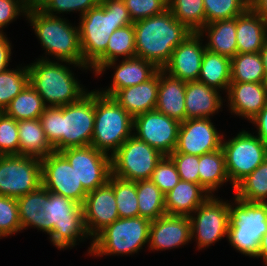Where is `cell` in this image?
Segmentation results:
<instances>
[{"label":"cell","mask_w":267,"mask_h":266,"mask_svg":"<svg viewBox=\"0 0 267 266\" xmlns=\"http://www.w3.org/2000/svg\"><path fill=\"white\" fill-rule=\"evenodd\" d=\"M39 119L54 151L91 145L95 91H87L78 101L65 106L46 107Z\"/></svg>","instance_id":"6da1fadb"},{"label":"cell","mask_w":267,"mask_h":266,"mask_svg":"<svg viewBox=\"0 0 267 266\" xmlns=\"http://www.w3.org/2000/svg\"><path fill=\"white\" fill-rule=\"evenodd\" d=\"M136 57L153 63L158 69L169 61L173 50L190 35L169 9L133 23Z\"/></svg>","instance_id":"7a4b0ae2"},{"label":"cell","mask_w":267,"mask_h":266,"mask_svg":"<svg viewBox=\"0 0 267 266\" xmlns=\"http://www.w3.org/2000/svg\"><path fill=\"white\" fill-rule=\"evenodd\" d=\"M123 0H101L80 17L79 37L83 65L90 67L105 51L111 34L133 24Z\"/></svg>","instance_id":"3957f363"},{"label":"cell","mask_w":267,"mask_h":266,"mask_svg":"<svg viewBox=\"0 0 267 266\" xmlns=\"http://www.w3.org/2000/svg\"><path fill=\"white\" fill-rule=\"evenodd\" d=\"M61 17L46 14L32 3L28 8L26 20L34 29L43 50L45 49V55H51L66 65L68 63L69 66L90 70L83 65L78 25L73 26Z\"/></svg>","instance_id":"277c9868"},{"label":"cell","mask_w":267,"mask_h":266,"mask_svg":"<svg viewBox=\"0 0 267 266\" xmlns=\"http://www.w3.org/2000/svg\"><path fill=\"white\" fill-rule=\"evenodd\" d=\"M70 67L47 56L28 65L29 84L47 107L65 106L78 101L88 90L75 79Z\"/></svg>","instance_id":"5b68a950"},{"label":"cell","mask_w":267,"mask_h":266,"mask_svg":"<svg viewBox=\"0 0 267 266\" xmlns=\"http://www.w3.org/2000/svg\"><path fill=\"white\" fill-rule=\"evenodd\" d=\"M43 207L45 233L58 250L69 247L72 249L77 241L91 238L85 226L82 205L79 203L48 191V200Z\"/></svg>","instance_id":"8992f818"},{"label":"cell","mask_w":267,"mask_h":266,"mask_svg":"<svg viewBox=\"0 0 267 266\" xmlns=\"http://www.w3.org/2000/svg\"><path fill=\"white\" fill-rule=\"evenodd\" d=\"M132 131L133 117L113 97L95 90V120L91 145L112 156L133 134Z\"/></svg>","instance_id":"52a82bcc"},{"label":"cell","mask_w":267,"mask_h":266,"mask_svg":"<svg viewBox=\"0 0 267 266\" xmlns=\"http://www.w3.org/2000/svg\"><path fill=\"white\" fill-rule=\"evenodd\" d=\"M233 200L229 203L228 242L238 252L255 258L267 231V203H250L235 196Z\"/></svg>","instance_id":"ba28073f"},{"label":"cell","mask_w":267,"mask_h":266,"mask_svg":"<svg viewBox=\"0 0 267 266\" xmlns=\"http://www.w3.org/2000/svg\"><path fill=\"white\" fill-rule=\"evenodd\" d=\"M151 220L145 217L119 218L106 226L90 242L88 254L132 255L149 242Z\"/></svg>","instance_id":"9c48e42d"},{"label":"cell","mask_w":267,"mask_h":266,"mask_svg":"<svg viewBox=\"0 0 267 266\" xmlns=\"http://www.w3.org/2000/svg\"><path fill=\"white\" fill-rule=\"evenodd\" d=\"M222 149L233 189L267 158V144L246 130L222 142Z\"/></svg>","instance_id":"30bf717a"},{"label":"cell","mask_w":267,"mask_h":266,"mask_svg":"<svg viewBox=\"0 0 267 266\" xmlns=\"http://www.w3.org/2000/svg\"><path fill=\"white\" fill-rule=\"evenodd\" d=\"M163 156L132 134L111 156V174L128 181L150 179Z\"/></svg>","instance_id":"8fae6325"},{"label":"cell","mask_w":267,"mask_h":266,"mask_svg":"<svg viewBox=\"0 0 267 266\" xmlns=\"http://www.w3.org/2000/svg\"><path fill=\"white\" fill-rule=\"evenodd\" d=\"M40 186L41 159L24 155L0 156V195L18 199Z\"/></svg>","instance_id":"7c38bea8"},{"label":"cell","mask_w":267,"mask_h":266,"mask_svg":"<svg viewBox=\"0 0 267 266\" xmlns=\"http://www.w3.org/2000/svg\"><path fill=\"white\" fill-rule=\"evenodd\" d=\"M189 220L191 239L196 238L197 250L205 249L222 238H227L230 223L229 202L210 195L189 216Z\"/></svg>","instance_id":"4fadbf2b"},{"label":"cell","mask_w":267,"mask_h":266,"mask_svg":"<svg viewBox=\"0 0 267 266\" xmlns=\"http://www.w3.org/2000/svg\"><path fill=\"white\" fill-rule=\"evenodd\" d=\"M75 169L78 181L87 191L105 185L111 175V156L92 145L70 147L60 151Z\"/></svg>","instance_id":"5bb4252c"},{"label":"cell","mask_w":267,"mask_h":266,"mask_svg":"<svg viewBox=\"0 0 267 266\" xmlns=\"http://www.w3.org/2000/svg\"><path fill=\"white\" fill-rule=\"evenodd\" d=\"M180 122L156 110L133 118V135L169 156L176 147Z\"/></svg>","instance_id":"9a60e30c"},{"label":"cell","mask_w":267,"mask_h":266,"mask_svg":"<svg viewBox=\"0 0 267 266\" xmlns=\"http://www.w3.org/2000/svg\"><path fill=\"white\" fill-rule=\"evenodd\" d=\"M42 186L49 192L62 195L83 205L87 191L83 188L75 169L60 152H52L41 159Z\"/></svg>","instance_id":"2e32d148"},{"label":"cell","mask_w":267,"mask_h":266,"mask_svg":"<svg viewBox=\"0 0 267 266\" xmlns=\"http://www.w3.org/2000/svg\"><path fill=\"white\" fill-rule=\"evenodd\" d=\"M211 121L210 118H198L180 122L177 144L172 153L201 156L221 149L226 139Z\"/></svg>","instance_id":"e0dca14e"},{"label":"cell","mask_w":267,"mask_h":266,"mask_svg":"<svg viewBox=\"0 0 267 266\" xmlns=\"http://www.w3.org/2000/svg\"><path fill=\"white\" fill-rule=\"evenodd\" d=\"M82 208L85 226L92 239L119 219L112 174L105 185L87 193Z\"/></svg>","instance_id":"ac0fdd59"},{"label":"cell","mask_w":267,"mask_h":266,"mask_svg":"<svg viewBox=\"0 0 267 266\" xmlns=\"http://www.w3.org/2000/svg\"><path fill=\"white\" fill-rule=\"evenodd\" d=\"M202 41L203 37L198 32H191L173 50L169 61L162 68V71L173 78L185 82L198 81L203 54L206 50Z\"/></svg>","instance_id":"d6986e66"},{"label":"cell","mask_w":267,"mask_h":266,"mask_svg":"<svg viewBox=\"0 0 267 266\" xmlns=\"http://www.w3.org/2000/svg\"><path fill=\"white\" fill-rule=\"evenodd\" d=\"M192 241L190 220L187 216L165 214L150 224V250L163 251L178 248Z\"/></svg>","instance_id":"ffe728a7"},{"label":"cell","mask_w":267,"mask_h":266,"mask_svg":"<svg viewBox=\"0 0 267 266\" xmlns=\"http://www.w3.org/2000/svg\"><path fill=\"white\" fill-rule=\"evenodd\" d=\"M108 68L116 70L112 77L113 81L107 89L98 91L103 95L111 97L118 90L148 81L160 70L151 62L145 61L142 58L133 57L123 59L119 64H117L116 61L107 62L95 73V75L99 76L103 74Z\"/></svg>","instance_id":"44dd1931"},{"label":"cell","mask_w":267,"mask_h":266,"mask_svg":"<svg viewBox=\"0 0 267 266\" xmlns=\"http://www.w3.org/2000/svg\"><path fill=\"white\" fill-rule=\"evenodd\" d=\"M226 97L231 113L251 121L267 105V83L231 82Z\"/></svg>","instance_id":"7402d4cb"},{"label":"cell","mask_w":267,"mask_h":266,"mask_svg":"<svg viewBox=\"0 0 267 266\" xmlns=\"http://www.w3.org/2000/svg\"><path fill=\"white\" fill-rule=\"evenodd\" d=\"M158 86L159 71L148 81L118 90L112 97L134 118L155 110Z\"/></svg>","instance_id":"603a6c76"},{"label":"cell","mask_w":267,"mask_h":266,"mask_svg":"<svg viewBox=\"0 0 267 266\" xmlns=\"http://www.w3.org/2000/svg\"><path fill=\"white\" fill-rule=\"evenodd\" d=\"M267 40V21L250 6L236 17L238 53L260 52Z\"/></svg>","instance_id":"cb8c5ba5"},{"label":"cell","mask_w":267,"mask_h":266,"mask_svg":"<svg viewBox=\"0 0 267 266\" xmlns=\"http://www.w3.org/2000/svg\"><path fill=\"white\" fill-rule=\"evenodd\" d=\"M218 90L199 81L186 82V119L210 118L222 109L223 98Z\"/></svg>","instance_id":"d4e9b609"},{"label":"cell","mask_w":267,"mask_h":266,"mask_svg":"<svg viewBox=\"0 0 267 266\" xmlns=\"http://www.w3.org/2000/svg\"><path fill=\"white\" fill-rule=\"evenodd\" d=\"M186 82L159 70V86L155 110L179 122L186 120Z\"/></svg>","instance_id":"484cf974"},{"label":"cell","mask_w":267,"mask_h":266,"mask_svg":"<svg viewBox=\"0 0 267 266\" xmlns=\"http://www.w3.org/2000/svg\"><path fill=\"white\" fill-rule=\"evenodd\" d=\"M209 196L200 184L180 180L165 194L166 214L189 217Z\"/></svg>","instance_id":"4316f807"},{"label":"cell","mask_w":267,"mask_h":266,"mask_svg":"<svg viewBox=\"0 0 267 266\" xmlns=\"http://www.w3.org/2000/svg\"><path fill=\"white\" fill-rule=\"evenodd\" d=\"M198 34H200L201 37H207L208 42H206L205 48L209 52L220 54L230 59L238 53L236 17L206 24L199 30Z\"/></svg>","instance_id":"83f0119b"},{"label":"cell","mask_w":267,"mask_h":266,"mask_svg":"<svg viewBox=\"0 0 267 266\" xmlns=\"http://www.w3.org/2000/svg\"><path fill=\"white\" fill-rule=\"evenodd\" d=\"M19 135V155L43 159L54 148L48 142L42 129L40 119H27L17 121Z\"/></svg>","instance_id":"f1b7e54d"},{"label":"cell","mask_w":267,"mask_h":266,"mask_svg":"<svg viewBox=\"0 0 267 266\" xmlns=\"http://www.w3.org/2000/svg\"><path fill=\"white\" fill-rule=\"evenodd\" d=\"M123 56V57H122ZM136 57L135 29L133 24L115 30L107 44L106 51L89 67L95 74L107 62Z\"/></svg>","instance_id":"f546056e"},{"label":"cell","mask_w":267,"mask_h":266,"mask_svg":"<svg viewBox=\"0 0 267 266\" xmlns=\"http://www.w3.org/2000/svg\"><path fill=\"white\" fill-rule=\"evenodd\" d=\"M198 81L227 92L231 83V59L205 50Z\"/></svg>","instance_id":"4dcf8cb0"},{"label":"cell","mask_w":267,"mask_h":266,"mask_svg":"<svg viewBox=\"0 0 267 266\" xmlns=\"http://www.w3.org/2000/svg\"><path fill=\"white\" fill-rule=\"evenodd\" d=\"M199 184L210 194L230 181L226 171L223 149L199 156Z\"/></svg>","instance_id":"1f68e13d"},{"label":"cell","mask_w":267,"mask_h":266,"mask_svg":"<svg viewBox=\"0 0 267 266\" xmlns=\"http://www.w3.org/2000/svg\"><path fill=\"white\" fill-rule=\"evenodd\" d=\"M22 230L34 227L45 232V211L43 205L48 200V190L43 186L16 199Z\"/></svg>","instance_id":"d6a6232c"},{"label":"cell","mask_w":267,"mask_h":266,"mask_svg":"<svg viewBox=\"0 0 267 266\" xmlns=\"http://www.w3.org/2000/svg\"><path fill=\"white\" fill-rule=\"evenodd\" d=\"M46 107L42 97L28 83L3 112L16 121L39 119Z\"/></svg>","instance_id":"836d02e7"},{"label":"cell","mask_w":267,"mask_h":266,"mask_svg":"<svg viewBox=\"0 0 267 266\" xmlns=\"http://www.w3.org/2000/svg\"><path fill=\"white\" fill-rule=\"evenodd\" d=\"M139 216L156 220L166 214L165 194L150 180L136 181Z\"/></svg>","instance_id":"e575fe53"},{"label":"cell","mask_w":267,"mask_h":266,"mask_svg":"<svg viewBox=\"0 0 267 266\" xmlns=\"http://www.w3.org/2000/svg\"><path fill=\"white\" fill-rule=\"evenodd\" d=\"M231 82L266 83L265 69L259 52L237 53L231 58Z\"/></svg>","instance_id":"d590c367"},{"label":"cell","mask_w":267,"mask_h":266,"mask_svg":"<svg viewBox=\"0 0 267 266\" xmlns=\"http://www.w3.org/2000/svg\"><path fill=\"white\" fill-rule=\"evenodd\" d=\"M235 197L250 203H267V158L235 187Z\"/></svg>","instance_id":"8d00e7d4"},{"label":"cell","mask_w":267,"mask_h":266,"mask_svg":"<svg viewBox=\"0 0 267 266\" xmlns=\"http://www.w3.org/2000/svg\"><path fill=\"white\" fill-rule=\"evenodd\" d=\"M168 9L191 32L205 26L203 0H168Z\"/></svg>","instance_id":"74e56055"},{"label":"cell","mask_w":267,"mask_h":266,"mask_svg":"<svg viewBox=\"0 0 267 266\" xmlns=\"http://www.w3.org/2000/svg\"><path fill=\"white\" fill-rule=\"evenodd\" d=\"M29 83L28 65L17 69H7L0 73V112H3L9 103Z\"/></svg>","instance_id":"f35d334b"},{"label":"cell","mask_w":267,"mask_h":266,"mask_svg":"<svg viewBox=\"0 0 267 266\" xmlns=\"http://www.w3.org/2000/svg\"><path fill=\"white\" fill-rule=\"evenodd\" d=\"M113 190L119 218L139 217L136 181H128L113 175Z\"/></svg>","instance_id":"ab89813d"},{"label":"cell","mask_w":267,"mask_h":266,"mask_svg":"<svg viewBox=\"0 0 267 266\" xmlns=\"http://www.w3.org/2000/svg\"><path fill=\"white\" fill-rule=\"evenodd\" d=\"M203 3L205 25L218 20L233 19L250 6L247 0H203Z\"/></svg>","instance_id":"60d3db41"},{"label":"cell","mask_w":267,"mask_h":266,"mask_svg":"<svg viewBox=\"0 0 267 266\" xmlns=\"http://www.w3.org/2000/svg\"><path fill=\"white\" fill-rule=\"evenodd\" d=\"M101 0H32V3L42 12L55 14L78 11L81 17L90 9L97 7ZM56 12V13H55Z\"/></svg>","instance_id":"b9f144b4"},{"label":"cell","mask_w":267,"mask_h":266,"mask_svg":"<svg viewBox=\"0 0 267 266\" xmlns=\"http://www.w3.org/2000/svg\"><path fill=\"white\" fill-rule=\"evenodd\" d=\"M21 230L17 200L0 195V238L8 237Z\"/></svg>","instance_id":"7bdbcfd3"},{"label":"cell","mask_w":267,"mask_h":266,"mask_svg":"<svg viewBox=\"0 0 267 266\" xmlns=\"http://www.w3.org/2000/svg\"><path fill=\"white\" fill-rule=\"evenodd\" d=\"M150 180L164 193L172 190L180 181L175 163L169 156H163L157 163Z\"/></svg>","instance_id":"ee69618b"},{"label":"cell","mask_w":267,"mask_h":266,"mask_svg":"<svg viewBox=\"0 0 267 266\" xmlns=\"http://www.w3.org/2000/svg\"><path fill=\"white\" fill-rule=\"evenodd\" d=\"M19 155L17 121L0 112V156Z\"/></svg>","instance_id":"f6af8a7d"},{"label":"cell","mask_w":267,"mask_h":266,"mask_svg":"<svg viewBox=\"0 0 267 266\" xmlns=\"http://www.w3.org/2000/svg\"><path fill=\"white\" fill-rule=\"evenodd\" d=\"M133 22L163 13L168 0H123Z\"/></svg>","instance_id":"bcb514c9"},{"label":"cell","mask_w":267,"mask_h":266,"mask_svg":"<svg viewBox=\"0 0 267 266\" xmlns=\"http://www.w3.org/2000/svg\"><path fill=\"white\" fill-rule=\"evenodd\" d=\"M169 157L176 165L180 180L199 184V156L171 153Z\"/></svg>","instance_id":"7dc6e473"},{"label":"cell","mask_w":267,"mask_h":266,"mask_svg":"<svg viewBox=\"0 0 267 266\" xmlns=\"http://www.w3.org/2000/svg\"><path fill=\"white\" fill-rule=\"evenodd\" d=\"M32 0H0V33L18 16L27 15Z\"/></svg>","instance_id":"c3c4849f"},{"label":"cell","mask_w":267,"mask_h":266,"mask_svg":"<svg viewBox=\"0 0 267 266\" xmlns=\"http://www.w3.org/2000/svg\"><path fill=\"white\" fill-rule=\"evenodd\" d=\"M6 34L0 33V73L5 72L8 69V65L11 60V43L6 38Z\"/></svg>","instance_id":"681fc988"},{"label":"cell","mask_w":267,"mask_h":266,"mask_svg":"<svg viewBox=\"0 0 267 266\" xmlns=\"http://www.w3.org/2000/svg\"><path fill=\"white\" fill-rule=\"evenodd\" d=\"M257 127V137L267 144V105L250 121Z\"/></svg>","instance_id":"f907efd6"},{"label":"cell","mask_w":267,"mask_h":266,"mask_svg":"<svg viewBox=\"0 0 267 266\" xmlns=\"http://www.w3.org/2000/svg\"><path fill=\"white\" fill-rule=\"evenodd\" d=\"M249 4L259 16L267 21V0H252Z\"/></svg>","instance_id":"816d5d0a"},{"label":"cell","mask_w":267,"mask_h":266,"mask_svg":"<svg viewBox=\"0 0 267 266\" xmlns=\"http://www.w3.org/2000/svg\"><path fill=\"white\" fill-rule=\"evenodd\" d=\"M256 258H262L264 265L267 266V231L259 243V253Z\"/></svg>","instance_id":"f5cc1de1"},{"label":"cell","mask_w":267,"mask_h":266,"mask_svg":"<svg viewBox=\"0 0 267 266\" xmlns=\"http://www.w3.org/2000/svg\"><path fill=\"white\" fill-rule=\"evenodd\" d=\"M259 53L263 61V65L265 69V76H266V83H267V40Z\"/></svg>","instance_id":"db71d44e"}]
</instances>
